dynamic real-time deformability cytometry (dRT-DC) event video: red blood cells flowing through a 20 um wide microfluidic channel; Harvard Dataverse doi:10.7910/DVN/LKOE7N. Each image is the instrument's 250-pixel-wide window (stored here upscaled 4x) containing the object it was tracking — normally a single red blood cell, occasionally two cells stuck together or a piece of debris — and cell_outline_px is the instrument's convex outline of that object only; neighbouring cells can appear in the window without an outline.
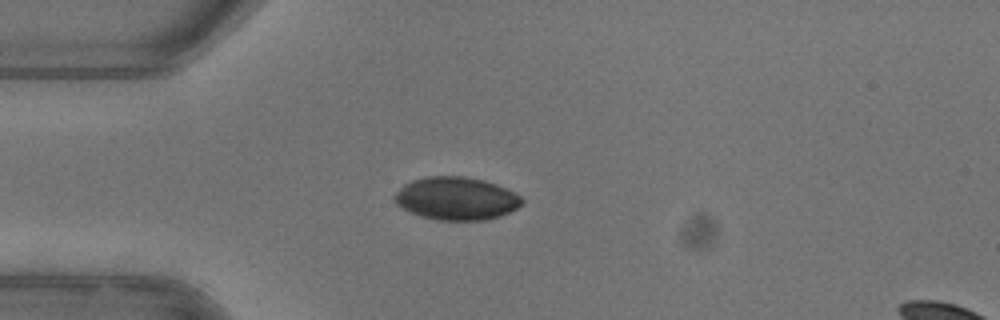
{"species": "common noctule bat (a hibernating species)", "species_latin": "Nyctalus noctula", "temperature_condition": "warm", "stored_images_in_passage": 39, "camera_frame_rate_fps": 3000, "um_per_image_px": 0.085, "animal": {"sex": "female"}, "frame": {"image": 1, "passage_image": 1, "time_ms": 0.0, "image_size_px": [1000, 320], "cell_outline_px": [[524, 204], [500, 216], [484, 220], [440, 220], [420, 216], [396, 204], [392, 200], [392, 196], [404, 184], [412, 180], [428, 176], [464, 176], [484, 180], [496, 184], [520, 196], [524, 200]], "centroid_in_image_um": [38.77, 16.86], "position_along_channel_um": 46.2, "area_um2": 31.79}}
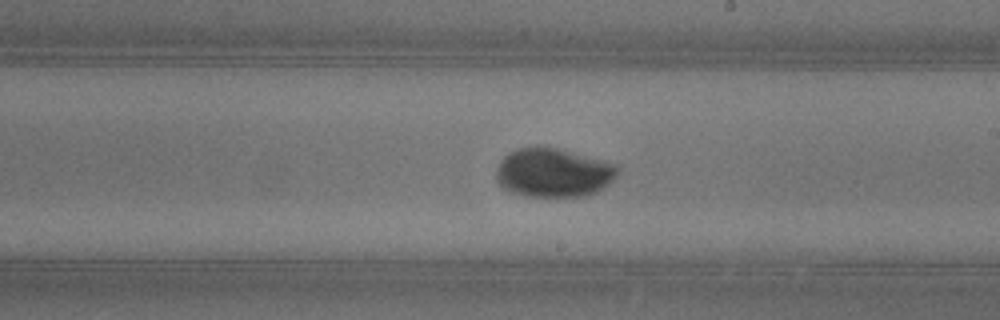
{"frame": {"image": 2, "passage_image": 17, "time_ms": 5.333, "image_size_px": [1000, 320], "cell_outline_px": [[620, 168], [616, 176], [604, 188], [588, 196], [524, 196], [512, 192], [504, 188], [496, 180], [496, 168], [500, 160], [508, 152], [516, 148], [556, 148], [616, 164]], "centroid_in_image_um": [47.03, 14.69], "position_along_channel_um": 242.0, "area_um2": 34.39}}